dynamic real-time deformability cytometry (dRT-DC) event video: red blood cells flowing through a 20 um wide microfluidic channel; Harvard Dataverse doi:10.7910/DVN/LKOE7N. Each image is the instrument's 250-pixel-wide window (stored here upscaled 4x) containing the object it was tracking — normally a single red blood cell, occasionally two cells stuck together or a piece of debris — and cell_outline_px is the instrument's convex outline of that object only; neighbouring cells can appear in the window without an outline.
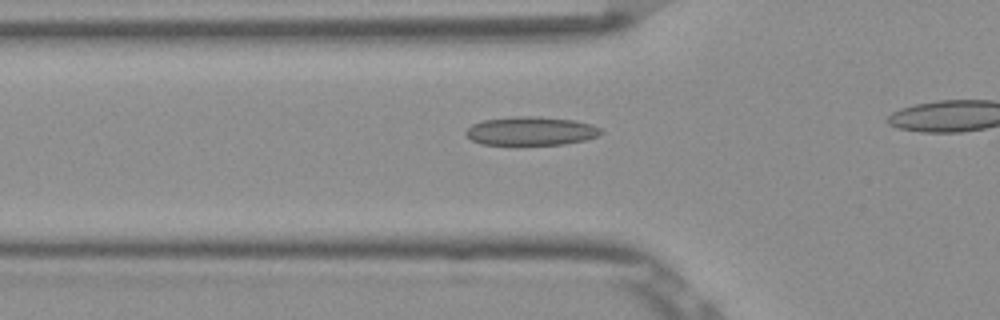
{"species": "Egyptian fruit bat (a non-hibernating species)", "species_latin": "Rousettus aegyptiacus", "temperature_condition": "room temperature", "stored_images_in_passage": 23, "camera_frame_rate_fps": 3000, "um_per_image_px": 0.085, "frame": {"image": 1, "passage_image": 2, "time_ms": 0.333, "image_size_px": [1000, 320], "cell_outline_px": [[604, 132], [596, 136], [584, 140], [564, 144], [480, 144], [472, 140], [464, 132], [472, 124], [484, 120], [516, 116], [536, 116], [572, 120], [592, 124], [600, 128]], "centroid_in_image_um": [45.13, 11.13], "position_along_channel_um": 80.7, "area_um2": 22.31}}
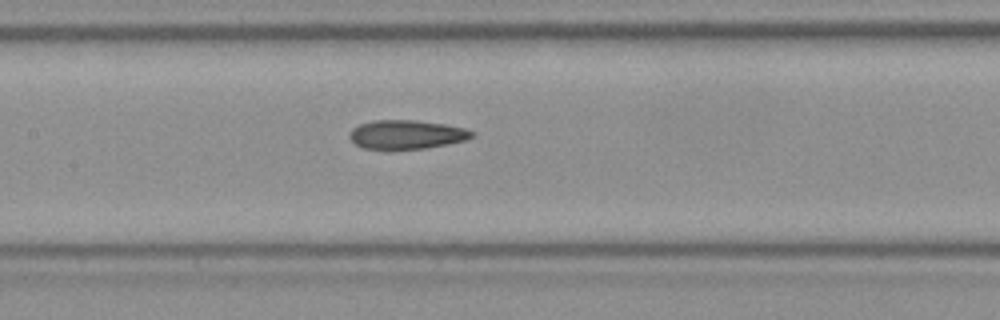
{"frame": {"image": 2, "passage_image": 9, "time_ms": 2.667, "image_size_px": [1000, 320], "cell_outline_px": [[476, 136], [468, 140], [448, 144], [424, 148], [364, 148], [356, 144], [348, 136], [348, 132], [352, 128], [360, 124], [376, 120], [416, 120], [444, 124], [464, 128], [476, 132]], "centroid_in_image_um": [34.61, 11.42], "position_along_channel_um": 172.8, "area_um2": 20.52}}
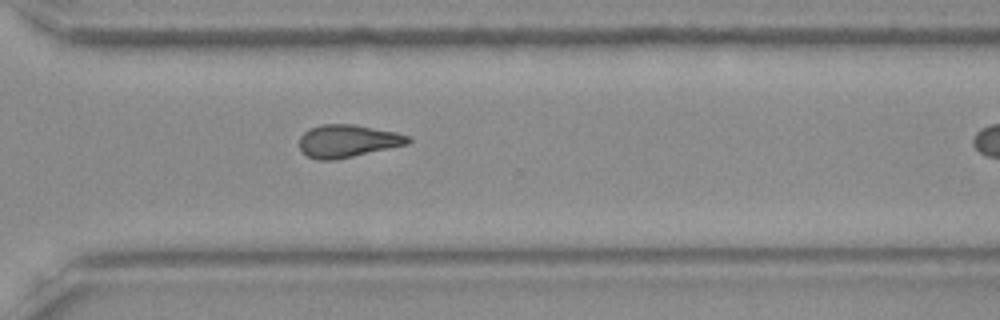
{"frame": {"image": 3, "passage_image": 22, "time_ms": 7.0, "image_size_px": [1000, 320], "cell_outline_px": [[412, 140], [408, 144], [336, 160], [320, 160], [308, 156], [300, 148], [300, 136], [304, 132], [320, 124], [352, 124], [396, 132], [408, 136]], "centroid_in_image_um": [29.56, 11.98], "position_along_channel_um": 341.0, "area_um2": 20.52}}